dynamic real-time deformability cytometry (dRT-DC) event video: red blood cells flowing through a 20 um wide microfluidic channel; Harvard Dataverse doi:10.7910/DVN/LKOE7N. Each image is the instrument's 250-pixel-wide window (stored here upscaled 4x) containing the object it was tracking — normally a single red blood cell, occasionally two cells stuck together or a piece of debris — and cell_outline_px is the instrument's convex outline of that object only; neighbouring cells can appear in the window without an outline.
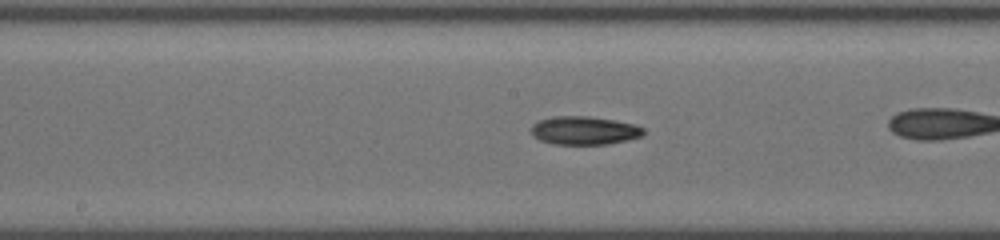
{"species": "common noctule bat (a hibernating species)", "species_latin": "Nyctalus noctula", "temperature_condition": "cold", "stored_images_in_passage": 64, "camera_frame_rate_fps": 3000, "um_per_image_px": 0.085, "animal": {"sex": "female", "body_mass_g": 19.5, "forearm_length_mm": 54.1}, "frame": {"image": 1, "passage_image": 45, "time_ms": 10.333, "image_size_px": [1000, 240], "cell_outline_px": [[644, 136], [628, 140], [608, 144], [552, 144], [540, 140], [532, 136], [532, 124], [540, 120], [556, 116], [588, 116], [636, 124], [644, 128]], "centroid_in_image_um": [49.69, 11.1], "position_along_channel_um": 198.5, "area_um2": 18.61}}